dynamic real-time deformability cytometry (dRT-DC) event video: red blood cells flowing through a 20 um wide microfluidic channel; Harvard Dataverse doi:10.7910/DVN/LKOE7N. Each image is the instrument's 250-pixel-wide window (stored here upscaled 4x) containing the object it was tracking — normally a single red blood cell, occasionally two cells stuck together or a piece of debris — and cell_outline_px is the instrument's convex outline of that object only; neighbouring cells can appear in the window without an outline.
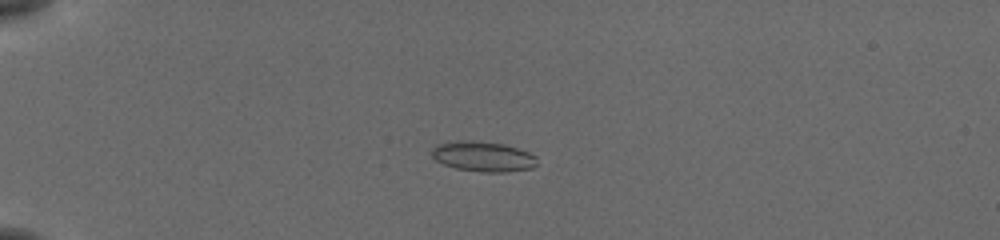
{"species": "common noctule bat (a hibernating species)", "species_latin": "Nyctalus noctula", "temperature_condition": "cold", "stored_images_in_passage": 41, "camera_frame_rate_fps": 3000, "um_per_image_px": 0.085, "animal": {"sex": "female", "body_mass_g": 19.5, "forearm_length_mm": 54.1}, "frame": {"image": 1, "passage_image": 1, "time_ms": 0.0, "image_size_px": [1000, 240], "cell_outline_px": [[536, 164], [532, 168], [504, 172], [480, 172], [456, 168], [444, 164], [436, 160], [432, 156], [432, 148], [436, 144], [460, 140], [468, 140], [504, 144], [528, 152], [536, 156]], "centroid_in_image_um": [41.04, 13.3], "position_along_channel_um": 44.0, "area_um2": 18.38}}
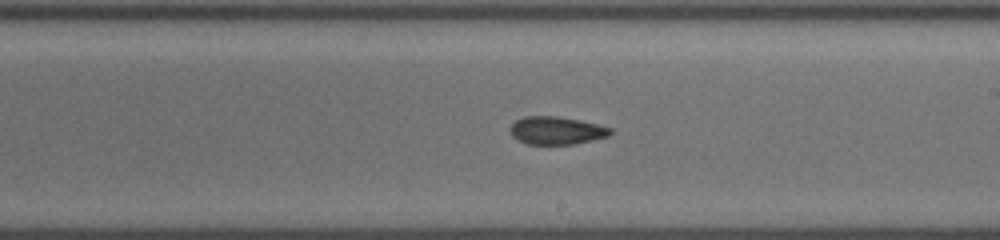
{"frame": {"image": 2, "passage_image": 20, "time_ms": 6.333, "image_size_px": [1000, 240], "cell_outline_px": [[612, 132], [608, 136], [576, 144], [528, 144], [512, 136], [508, 128], [516, 120], [524, 116], [556, 116], [580, 120], [612, 128]], "centroid_in_image_um": [47.28, 11.09], "position_along_channel_um": 241.7, "area_um2": 16.24}}
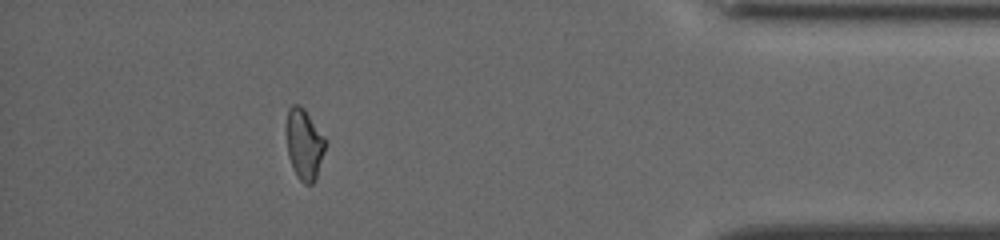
{"frame": {"image": 3, "passage_image": 36, "time_ms": 11.667, "image_size_px": [1000, 240], "cell_outline_px": [[324, 152], [316, 180], [312, 184], [304, 184], [296, 176], [288, 156], [288, 108], [292, 104], [300, 104], [304, 108], [324, 136]], "centroid_in_image_um": [25.87, 12.28], "position_along_channel_um": 409.3, "area_um2": 15.72}, "authors_computed_cell_mechanics": {"area_um2": 16.3574, "velocity_mm_per_s": 3.8312, "shape_relaxation_time_tau1_ms": 8.7355, "shape_relaxation_time_tau2_ms": 3.7034, "deformation_change_tau1": 0.1626, "deformation_change_tau2": 0.0976}}